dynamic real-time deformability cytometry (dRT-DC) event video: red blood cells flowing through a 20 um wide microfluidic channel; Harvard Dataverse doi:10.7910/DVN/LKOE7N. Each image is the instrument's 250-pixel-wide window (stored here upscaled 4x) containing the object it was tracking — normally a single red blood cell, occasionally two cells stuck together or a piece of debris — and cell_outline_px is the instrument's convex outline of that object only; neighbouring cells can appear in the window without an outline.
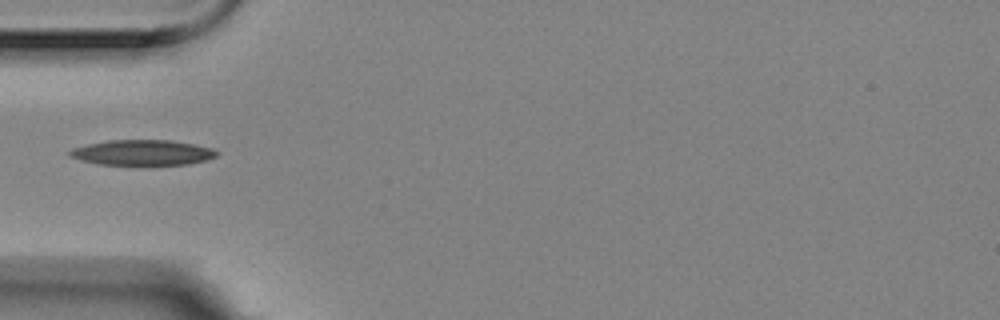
{"species": "Egyptian fruit bat (a non-hibernating species)", "species_latin": "Rousettus aegyptiacus", "temperature_condition": "room temperature", "stored_images_in_passage": 10, "camera_frame_rate_fps": 3000, "um_per_image_px": 0.085, "animal": {"sex": "female"}, "frame": {"image": 1, "passage_image": 2, "time_ms": 0.333, "image_size_px": [1000, 320], "cell_outline_px": [[216, 156], [208, 160], [188, 164], [152, 168], [96, 164], [80, 160], [72, 156], [68, 152], [72, 148], [88, 144], [108, 140], [172, 140], [212, 148], [216, 152]], "centroid_in_image_um": [12.11, 13.02], "position_along_channel_um": 72.9, "area_um2": 22.77}}
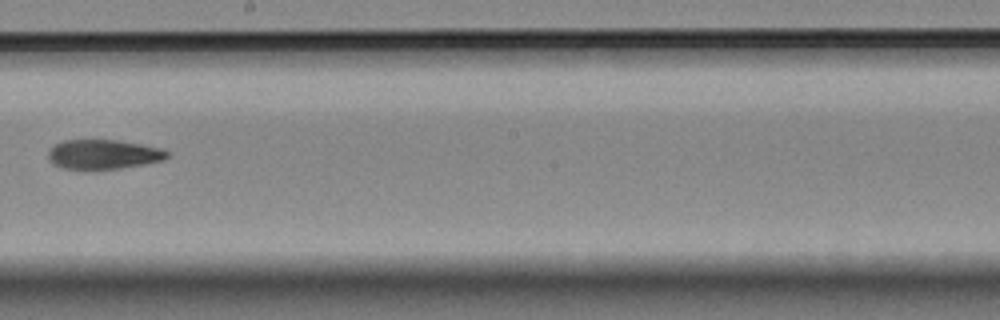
{"frame": {"image": 2, "passage_image": 6, "time_ms": 1.667, "image_size_px": [1000, 320], "cell_outline_px": [[172, 156], [164, 160], [144, 164], [96, 172], [64, 168], [52, 164], [48, 156], [48, 152], [56, 144], [64, 140], [116, 140], [140, 144], [160, 148], [168, 152]], "centroid_in_image_um": [8.79, 13.16], "position_along_channel_um": 239.4, "area_um2": 20.92}}
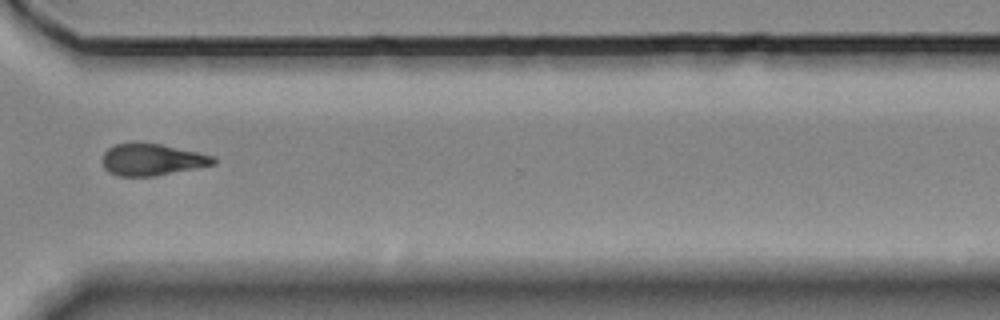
{"frame": {"image": 3, "passage_image": 9, "time_ms": 2.667, "image_size_px": [1000, 320], "cell_outline_px": [[216, 164], [156, 176], [116, 176], [108, 172], [104, 168], [104, 152], [108, 148], [116, 144], [136, 140], [140, 140], [160, 144], [216, 156]], "centroid_in_image_um": [12.91, 13.54], "position_along_channel_um": 357.7, "area_um2": 20.98}}